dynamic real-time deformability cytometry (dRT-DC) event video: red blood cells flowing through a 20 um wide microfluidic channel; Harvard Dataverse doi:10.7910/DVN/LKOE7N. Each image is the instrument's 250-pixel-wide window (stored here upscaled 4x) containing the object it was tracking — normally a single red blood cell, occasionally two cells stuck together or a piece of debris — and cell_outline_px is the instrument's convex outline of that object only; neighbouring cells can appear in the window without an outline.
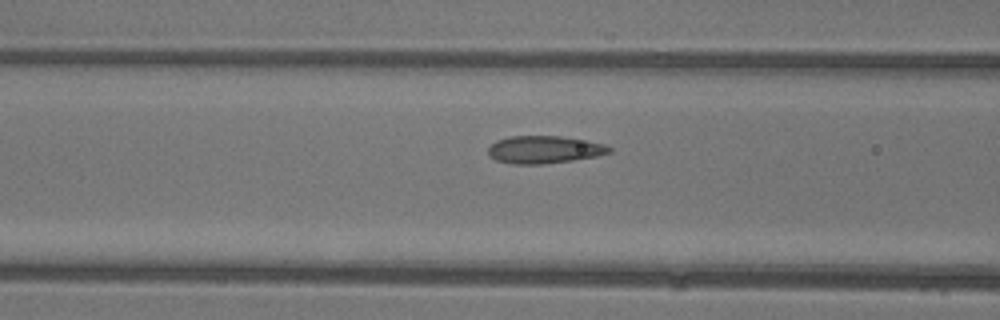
{"species": "common noctule bat (a hibernating species)", "species_latin": "Nyctalus noctula", "temperature_condition": "warm", "stored_images_in_passage": 6, "camera_frame_rate_fps": 3000, "um_per_image_px": 0.085, "animal": {"sex": "female"}, "frame": {"image": 1, "passage_image": 4, "time_ms": 1.0, "image_size_px": [1000, 320], "cell_outline_px": [[612, 152], [596, 156], [572, 160], [544, 164], [512, 164], [496, 160], [488, 156], [488, 148], [496, 140], [508, 136], [560, 136], [588, 140], [604, 144], [612, 148]], "centroid_in_image_um": [46.25, 12.71], "position_along_channel_um": 120.4, "area_um2": 19.59}}